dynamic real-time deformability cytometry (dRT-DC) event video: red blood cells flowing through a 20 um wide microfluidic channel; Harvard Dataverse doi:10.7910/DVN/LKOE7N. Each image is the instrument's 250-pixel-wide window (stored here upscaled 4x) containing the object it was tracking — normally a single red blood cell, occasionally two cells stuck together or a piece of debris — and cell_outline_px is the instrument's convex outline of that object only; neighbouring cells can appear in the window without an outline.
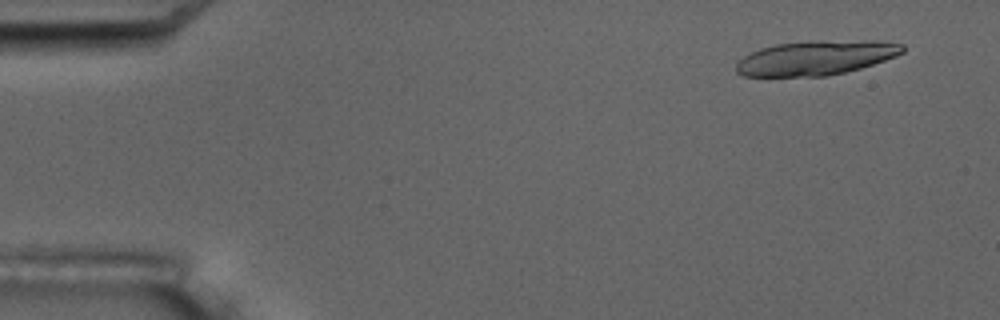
{"species": "common noctule bat (a hibernating species)", "species_latin": "Nyctalus noctula", "temperature_condition": "room temperature", "stored_images_in_passage": 1, "camera_frame_rate_fps": 3000, "um_per_image_px": 0.085, "animal": {"sex": "male", "body_mass_g": 17.5, "forearm_length_mm": 52.3}, "frame": {"image": 1, "passage_image": 1, "time_ms": 0.0, "image_size_px": [1000, 320], "cell_outline_px": [[904, 52], [896, 56], [860, 68], [828, 76], [744, 76], [736, 72], [736, 64], [744, 56], [760, 48], [776, 44], [864, 40], [876, 40], [904, 44]], "centroid_in_image_um": [69.37, 4.93], "position_along_channel_um": 15.6, "area_um2": 32.83}}